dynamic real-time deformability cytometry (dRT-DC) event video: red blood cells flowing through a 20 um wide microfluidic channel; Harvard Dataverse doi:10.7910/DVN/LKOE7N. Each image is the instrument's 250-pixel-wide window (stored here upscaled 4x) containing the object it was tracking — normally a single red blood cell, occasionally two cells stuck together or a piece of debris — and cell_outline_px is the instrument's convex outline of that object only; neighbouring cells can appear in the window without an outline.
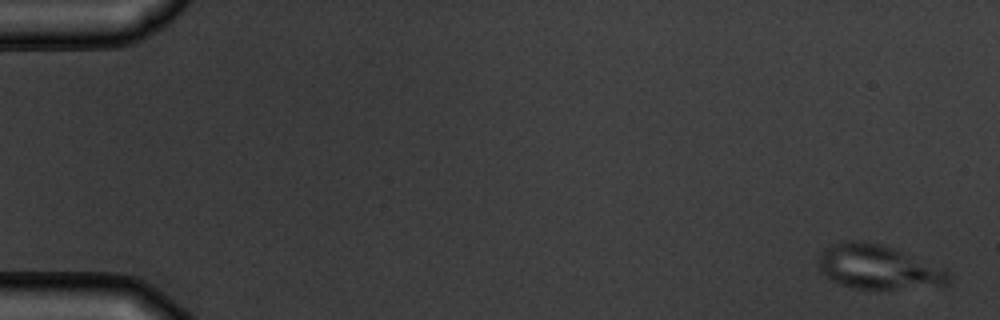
{"species": "common noctule bat (a hibernating species)", "species_latin": "Nyctalus noctula", "temperature_condition": "warm", "stored_images_in_passage": 9, "camera_frame_rate_fps": 3000, "um_per_image_px": 0.085, "animal": {"sex": "male", "body_mass_g": 19.5, "forearm_length_mm": 54.6}, "frame": {"image": 1, "passage_image": 1, "time_ms": 0.0, "image_size_px": [1000, 320], "cell_outline_px": [[952, 276], [948, 284], [892, 288], [856, 288], [840, 284], [832, 280], [820, 268], [816, 260], [820, 252], [824, 248], [832, 244], [860, 240], [880, 244], [892, 248], [948, 268], [952, 272]], "centroid_in_image_um": [74.68, 22.68], "position_along_channel_um": 10.3, "area_um2": 33.18}}